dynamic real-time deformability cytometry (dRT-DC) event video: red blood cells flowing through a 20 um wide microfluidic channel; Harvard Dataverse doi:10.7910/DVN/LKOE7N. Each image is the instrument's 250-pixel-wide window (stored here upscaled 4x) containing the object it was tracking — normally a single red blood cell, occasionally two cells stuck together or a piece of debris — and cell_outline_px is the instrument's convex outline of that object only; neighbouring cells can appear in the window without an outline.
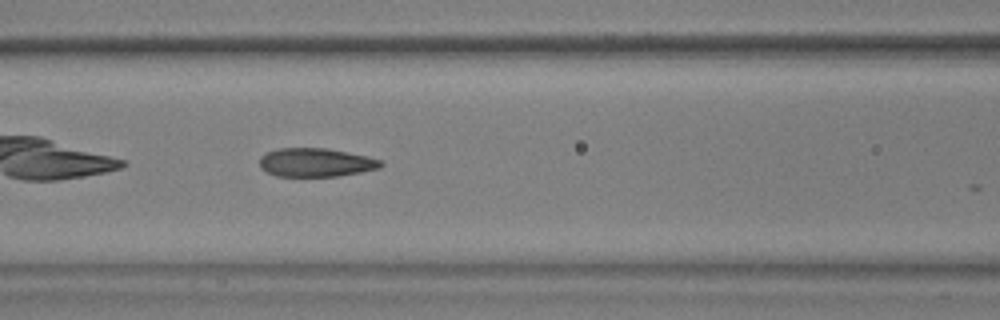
{"species": "common noctule bat (a hibernating species)", "species_latin": "Nyctalus noctula", "temperature_condition": "warm", "stored_images_in_passage": 12, "camera_frame_rate_fps": 3000, "um_per_image_px": 0.085, "animal": {"sex": "male", "body_mass_g": 17.9, "forearm_length_mm": 54.2}, "frame": {"image": 1, "passage_image": 8, "time_ms": 2.333, "image_size_px": [1000, 320], "cell_outline_px": [[384, 164], [380, 168], [360, 172], [336, 176], [276, 176], [260, 168], [260, 156], [268, 152], [280, 148], [328, 148], [384, 160]], "centroid_in_image_um": [26.86, 13.81], "position_along_channel_um": 139.7, "area_um2": 20.17}}